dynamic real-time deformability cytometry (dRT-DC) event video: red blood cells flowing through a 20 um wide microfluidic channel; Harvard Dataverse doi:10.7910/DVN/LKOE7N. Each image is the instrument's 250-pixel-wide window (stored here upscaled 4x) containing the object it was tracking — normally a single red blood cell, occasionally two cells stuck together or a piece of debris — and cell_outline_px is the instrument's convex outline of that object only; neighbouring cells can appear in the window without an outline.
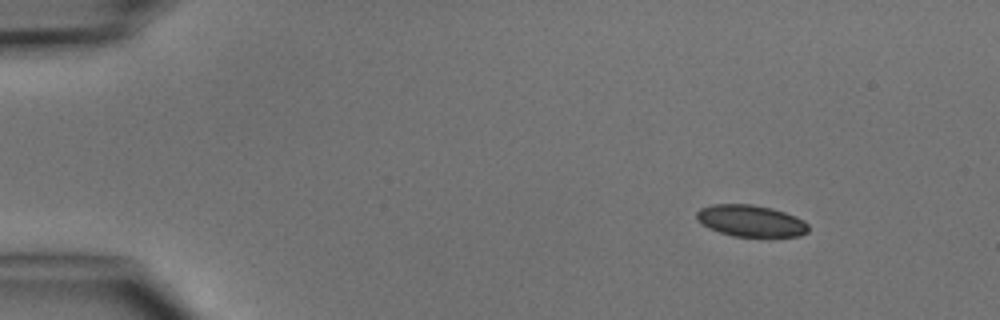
{"species": "common noctule bat (a hibernating species)", "species_latin": "Nyctalus noctula", "temperature_condition": "cold", "stored_images_in_passage": 4, "camera_frame_rate_fps": 3000, "um_per_image_px": 0.085, "animal": {"sex": "male", "body_mass_g": 15.6}, "frame": {"image": 1, "passage_image": 1, "time_ms": 0.0, "image_size_px": [1000, 320], "cell_outline_px": [[808, 232], [800, 236], [736, 236], [720, 232], [708, 228], [696, 216], [696, 212], [700, 208], [712, 204], [752, 204], [772, 208], [796, 216], [804, 220], [808, 224]], "centroid_in_image_um": [63.84, 18.76], "position_along_channel_um": 21.2, "area_um2": 20.46}}
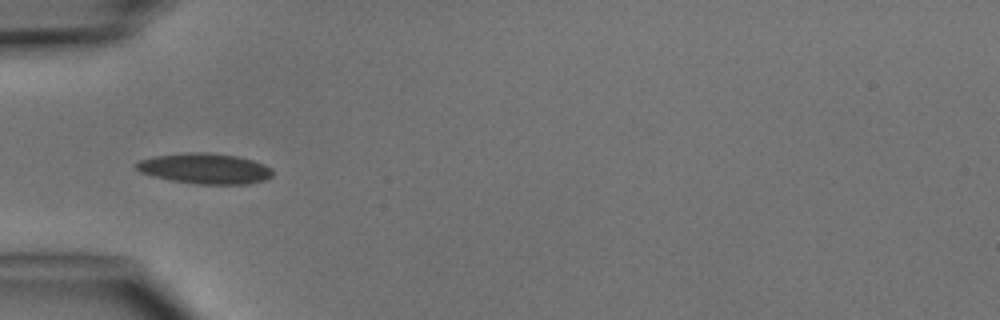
{"frame": {"image": 2, "passage_image": 3, "time_ms": 3.333, "image_size_px": [1000, 320], "cell_outline_px": [[272, 176], [264, 180], [248, 184], [196, 184], [172, 180], [152, 176], [140, 172], [132, 164], [140, 160], [156, 156], [188, 152], [208, 152], [236, 156], [252, 160], [264, 164], [272, 168]], "centroid_in_image_um": [17.41, 14.32], "position_along_channel_um": 67.6, "area_um2": 24.28}}